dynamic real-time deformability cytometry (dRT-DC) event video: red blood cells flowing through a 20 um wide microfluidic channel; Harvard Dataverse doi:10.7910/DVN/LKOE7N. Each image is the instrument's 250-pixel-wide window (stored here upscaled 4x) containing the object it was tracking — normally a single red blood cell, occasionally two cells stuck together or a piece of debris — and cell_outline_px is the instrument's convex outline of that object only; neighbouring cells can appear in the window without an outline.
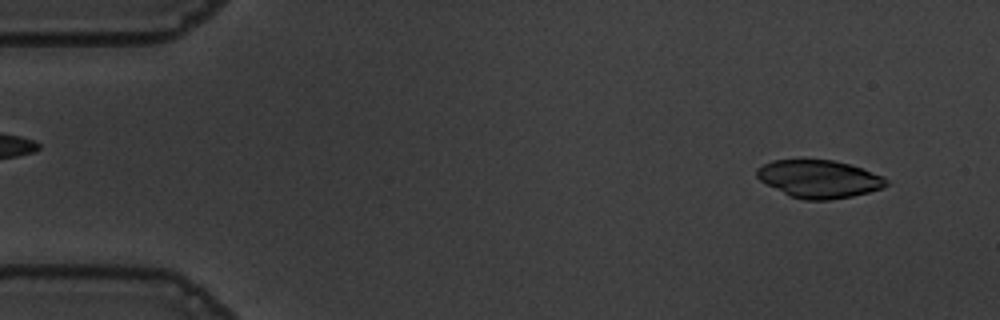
{"species": "common noctule bat (a hibernating species)", "species_latin": "Nyctalus noctula", "temperature_condition": "warm", "stored_images_in_passage": 54, "camera_frame_rate_fps": 3000, "um_per_image_px": 0.085, "animal": {"sex": "male", "body_mass_g": 19.5, "forearm_length_mm": 54.6}, "frame": {"image": 1, "passage_image": 3, "time_ms": 0.667, "image_size_px": [1000, 320], "cell_outline_px": [[888, 184], [880, 188], [868, 192], [852, 196], [828, 200], [804, 200], [792, 196], [760, 180], [756, 176], [756, 168], [772, 160], [832, 160], [848, 164], [884, 176], [888, 180]], "centroid_in_image_um": [69.62, 15.2], "position_along_channel_um": 15.4, "area_um2": 28.03}}
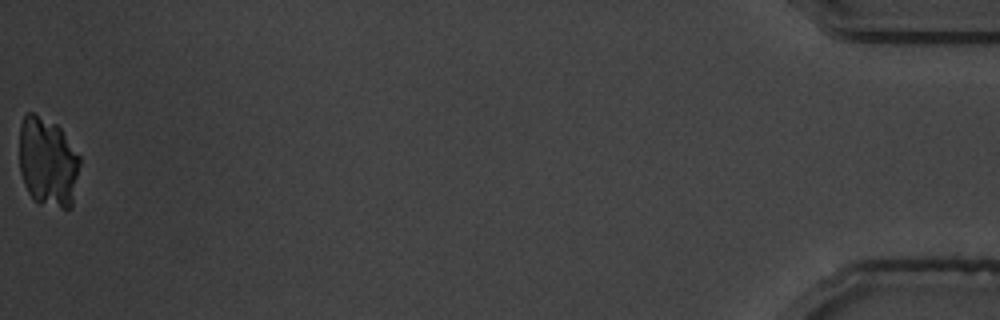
{"frame": {"image": 2, "passage_image": 54, "time_ms": 17.667, "image_size_px": [1000, 320], "cell_outline_px": [[80, 164], [72, 208], [60, 208], [40, 204], [32, 200], [24, 184], [20, 172], [20, 124], [24, 116], [28, 112], [32, 112], [56, 124], [60, 128], [80, 156]], "centroid_in_image_um": [4.06, 13.81], "position_along_channel_um": 431.1, "area_um2": 31.85}}